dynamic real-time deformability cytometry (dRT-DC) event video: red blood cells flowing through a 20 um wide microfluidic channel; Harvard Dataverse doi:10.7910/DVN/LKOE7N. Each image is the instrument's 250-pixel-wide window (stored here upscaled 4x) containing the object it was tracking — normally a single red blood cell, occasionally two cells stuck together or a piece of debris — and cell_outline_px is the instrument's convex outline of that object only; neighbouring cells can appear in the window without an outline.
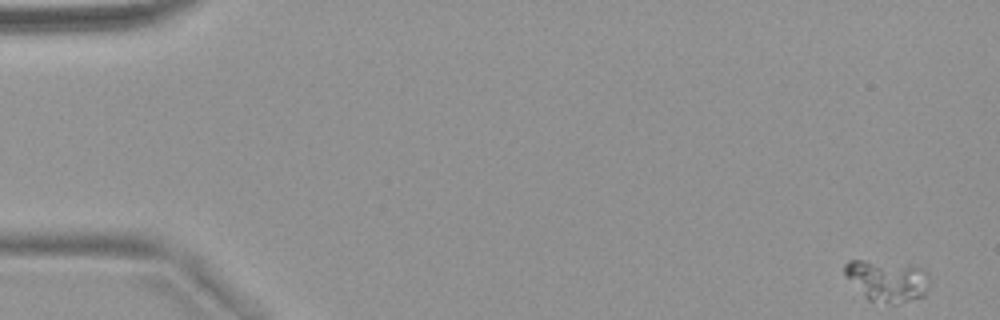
{"species": "common noctule bat (a hibernating species)", "species_latin": "Nyctalus noctula", "temperature_condition": "warm", "stored_images_in_passage": 54, "camera_frame_rate_fps": 3000, "um_per_image_px": 0.085, "animal": {"sex": "female", "body_mass_g": 18.4}, "frame": {"image": 1, "passage_image": 1, "time_ms": 0.0, "image_size_px": [1000, 320], "cell_outline_px": [[924, 296], [896, 304], [888, 304], [868, 300], [844, 276], [844, 264], [848, 260], [860, 260], [916, 268], [924, 292]], "centroid_in_image_um": [75.15, 23.92], "position_along_channel_um": 9.9, "area_um2": 18.73}}
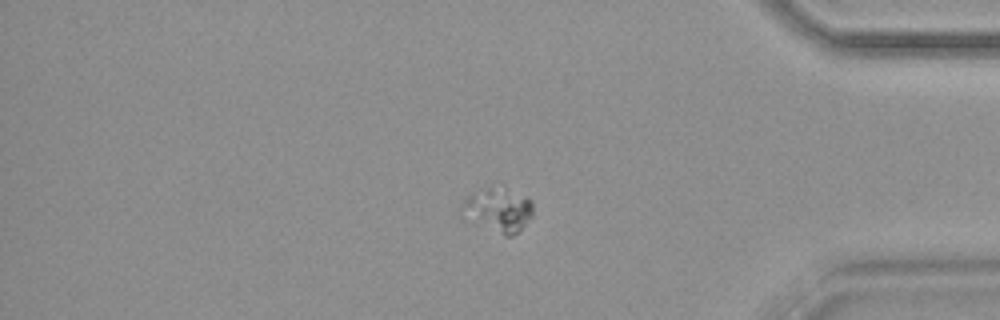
{"frame": {"image": 2, "passage_image": 46, "time_ms": 15.0, "image_size_px": [1000, 320], "cell_outline_px": [[532, 216], [512, 236], [504, 236], [480, 216], [468, 204], [468, 196], [472, 192], [488, 188], [532, 200]], "centroid_in_image_um": [42.63, 17.83], "position_along_channel_um": 392.6, "area_um2": 14.45}}
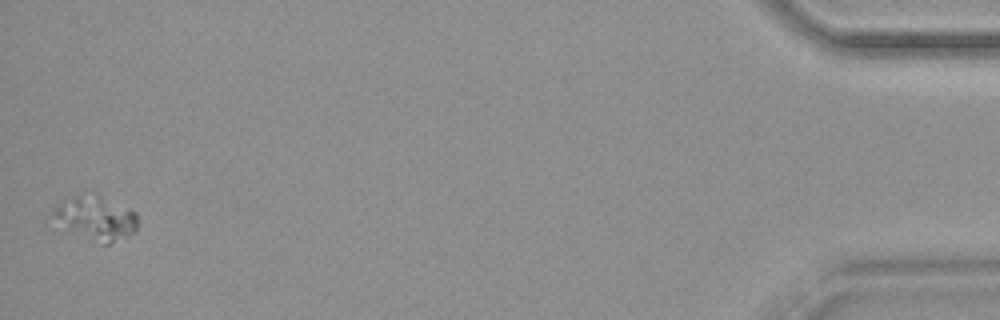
{"frame": {"image": 3, "passage_image": 54, "time_ms": 17.667, "image_size_px": [1000, 320], "cell_outline_px": [[136, 228], [132, 232], [108, 244], [104, 244], [56, 216], [52, 212], [60, 204], [72, 196], [76, 196], [136, 212]], "centroid_in_image_um": [8.26, 18.59], "position_along_channel_um": 426.9, "area_um2": 17.46}}